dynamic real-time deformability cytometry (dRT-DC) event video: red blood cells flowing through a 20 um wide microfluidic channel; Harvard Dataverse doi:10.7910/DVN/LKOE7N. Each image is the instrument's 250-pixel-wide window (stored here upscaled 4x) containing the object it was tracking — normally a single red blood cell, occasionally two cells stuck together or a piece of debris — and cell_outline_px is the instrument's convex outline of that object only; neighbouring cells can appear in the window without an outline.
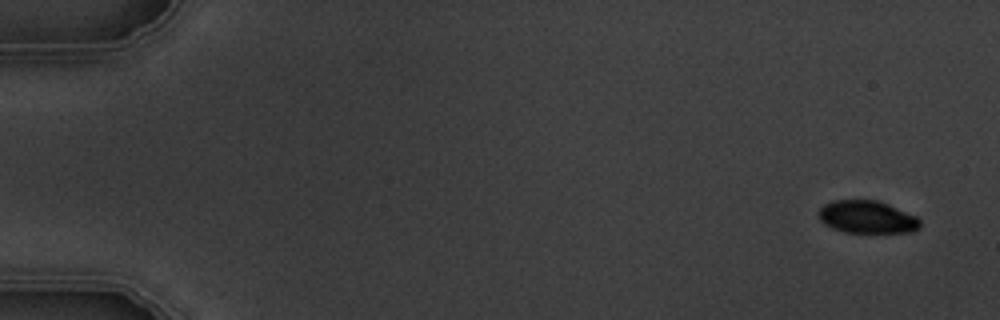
{"species": "common noctule bat (a hibernating species)", "species_latin": "Nyctalus noctula", "temperature_condition": "warm", "stored_images_in_passage": 5, "camera_frame_rate_fps": 3000, "um_per_image_px": 0.085, "animal": {"sex": "male", "body_mass_g": 19.5, "forearm_length_mm": 54.6}, "frame": {"image": 1, "passage_image": 1, "time_ms": 0.0, "image_size_px": [1000, 320], "cell_outline_px": [[920, 228], [912, 232], [844, 232], [832, 228], [824, 224], [820, 220], [820, 208], [824, 204], [832, 200], [876, 200], [888, 204], [916, 216], [920, 220]], "centroid_in_image_um": [73.7, 18.45], "position_along_channel_um": 11.3, "area_um2": 19.19}}
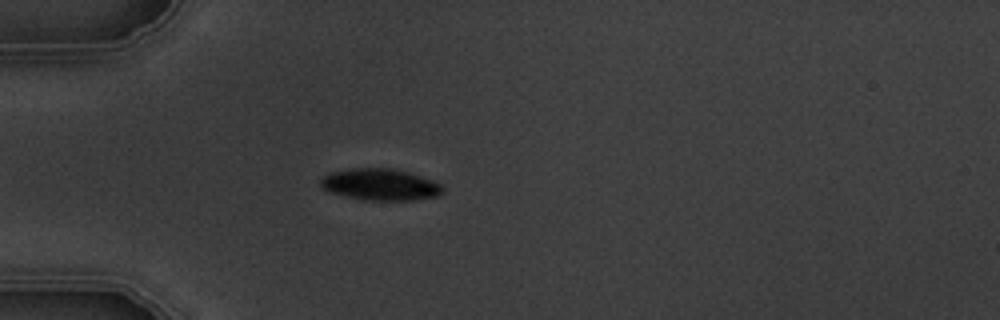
{"frame": {"image": 2, "passage_image": 5, "time_ms": 4.667, "image_size_px": [1000, 320], "cell_outline_px": [[444, 192], [436, 196], [412, 200], [364, 200], [332, 192], [324, 188], [320, 184], [320, 180], [324, 176], [332, 172], [352, 168], [392, 168], [408, 172], [432, 180], [440, 184], [444, 188]], "centroid_in_image_um": [32.35, 15.68], "position_along_channel_um": 52.6, "area_um2": 22.2}}